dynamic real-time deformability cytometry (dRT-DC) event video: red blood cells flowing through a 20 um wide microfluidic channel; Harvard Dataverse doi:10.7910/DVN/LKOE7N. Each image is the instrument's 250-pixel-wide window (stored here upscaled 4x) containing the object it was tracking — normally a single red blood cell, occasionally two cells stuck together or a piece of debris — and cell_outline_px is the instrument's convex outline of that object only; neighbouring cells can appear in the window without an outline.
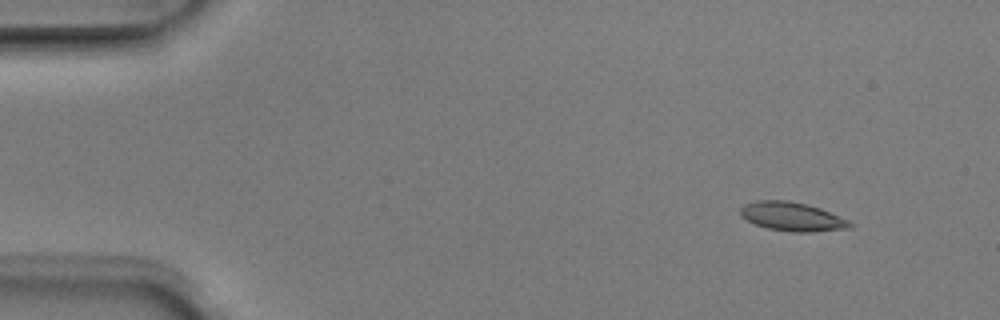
{"species": "Egyptian fruit bat (a non-hibernating species)", "species_latin": "Rousettus aegyptiacus", "temperature_condition": "room temperature", "stored_images_in_passage": 4, "camera_frame_rate_fps": 3000, "um_per_image_px": 0.085, "animal": {"sex": "male"}, "frame": {"image": 1, "passage_image": 1, "time_ms": 0.0, "image_size_px": [1000, 320], "cell_outline_px": [[856, 224], [852, 228], [812, 232], [792, 232], [768, 228], [756, 224], [740, 216], [740, 208], [744, 204], [756, 200], [788, 200], [808, 204], [820, 208], [848, 220]], "centroid_in_image_um": [67.36, 18.41], "position_along_channel_um": 17.6, "area_um2": 18.55}}
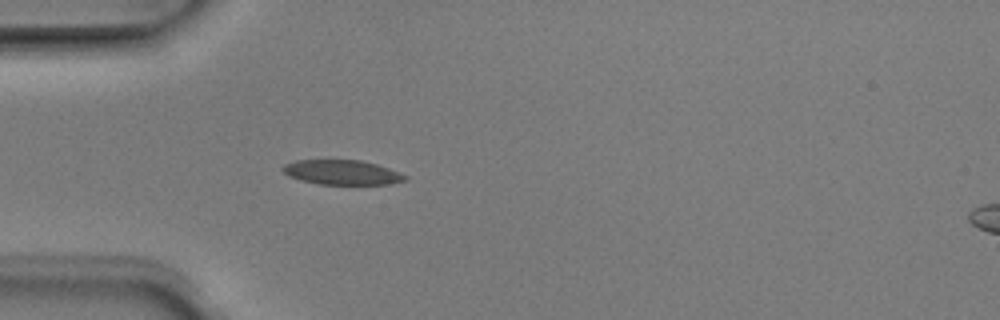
{"frame": {"image": 2, "passage_image": 4, "time_ms": 1.0, "image_size_px": [1000, 320], "cell_outline_px": [[408, 180], [388, 184], [320, 184], [300, 180], [288, 176], [280, 168], [284, 164], [296, 160], [360, 160], [376, 164], [388, 168], [408, 176]], "centroid_in_image_um": [29.05, 14.65], "position_along_channel_um": 55.9, "area_um2": 17.57}}